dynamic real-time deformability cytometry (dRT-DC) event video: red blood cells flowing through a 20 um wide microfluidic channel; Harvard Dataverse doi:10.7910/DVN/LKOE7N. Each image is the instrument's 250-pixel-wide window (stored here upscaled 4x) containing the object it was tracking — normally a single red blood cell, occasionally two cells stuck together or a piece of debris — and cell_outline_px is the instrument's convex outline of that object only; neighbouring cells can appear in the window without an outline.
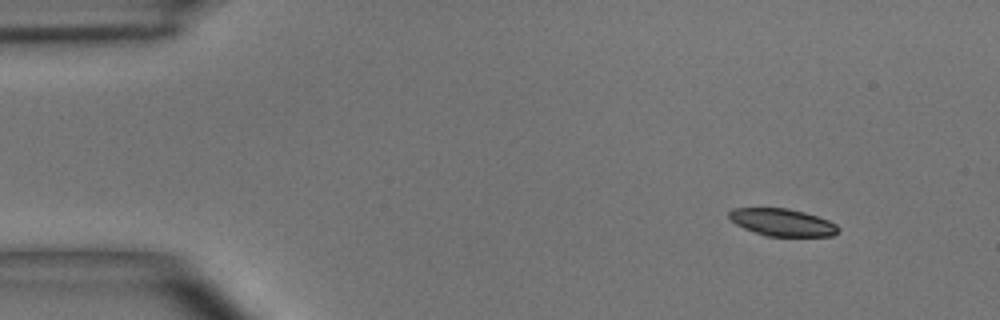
{"species": "common noctule bat (a hibernating species)", "species_latin": "Nyctalus noctula", "temperature_condition": "room temperature", "stored_images_in_passage": 5, "camera_frame_rate_fps": 3000, "um_per_image_px": 0.085, "animal": {"sex": "male", "body_mass_g": 15.6}, "frame": {"image": 1, "passage_image": 1, "time_ms": 0.0, "image_size_px": [1000, 320], "cell_outline_px": [[840, 228], [832, 236], [764, 236], [744, 228], [736, 224], [728, 216], [728, 212], [732, 208], [788, 208], [804, 212], [828, 220], [836, 224]], "centroid_in_image_um": [66.48, 18.9], "position_along_channel_um": 18.5, "area_um2": 17.34}}